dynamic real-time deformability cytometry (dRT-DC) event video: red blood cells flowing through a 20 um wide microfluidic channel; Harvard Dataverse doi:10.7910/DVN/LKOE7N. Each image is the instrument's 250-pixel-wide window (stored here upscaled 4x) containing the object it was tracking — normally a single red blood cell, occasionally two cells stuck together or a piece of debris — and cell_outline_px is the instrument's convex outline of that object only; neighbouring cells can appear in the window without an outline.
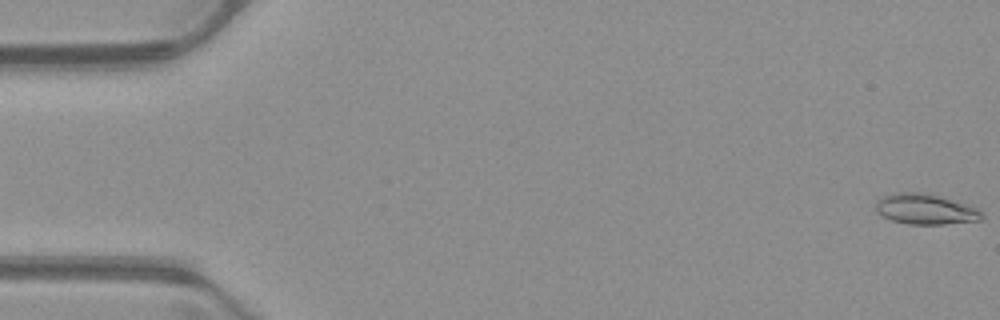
{"species": "common noctule bat (a hibernating species)", "species_latin": "Nyctalus noctula", "temperature_condition": "warm", "stored_images_in_passage": 50, "camera_frame_rate_fps": 3000, "um_per_image_px": 0.085, "animal": {"sex": "male", "body_mass_g": 23.1, "forearm_length_mm": 52.7}, "frame": {"image": 1, "passage_image": 1, "time_ms": 0.0, "image_size_px": [1000, 320], "cell_outline_px": [[984, 220], [944, 224], [908, 224], [892, 220], [876, 212], [876, 200], [880, 196], [896, 192], [920, 192], [940, 196], [976, 208], [984, 216]], "centroid_in_image_um": [78.62, 17.78], "position_along_channel_um": 6.4, "area_um2": 18.79}}
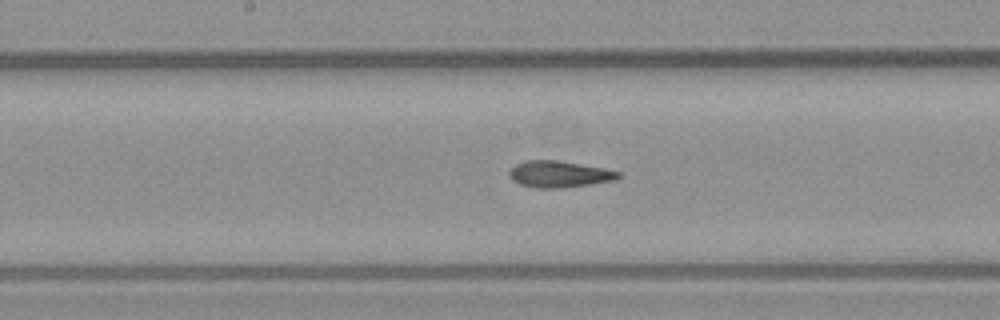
{"frame": {"image": 2, "passage_image": 27, "time_ms": 8.667, "image_size_px": [1000, 320], "cell_outline_px": [[620, 176], [616, 180], [560, 188], [536, 188], [520, 184], [512, 180], [508, 176], [508, 172], [516, 164], [524, 160], [556, 160], [604, 168], [620, 172]], "centroid_in_image_um": [47.49, 14.8], "position_along_channel_um": 200.7, "area_um2": 16.76}}
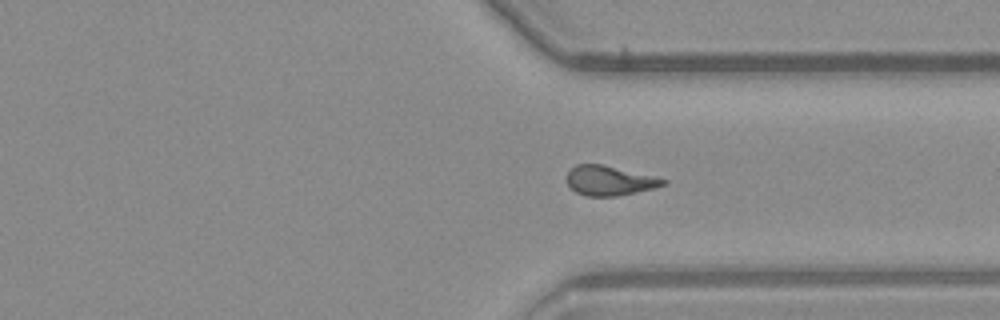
{"frame": {"image": 3, "passage_image": 39, "time_ms": 12.667, "image_size_px": [1000, 320], "cell_outline_px": [[668, 184], [656, 188], [616, 196], [588, 196], [576, 192], [568, 184], [568, 172], [576, 164], [604, 164], [668, 180]], "centroid_in_image_um": [51.84, 15.35], "position_along_channel_um": 359.6, "area_um2": 16.53}}